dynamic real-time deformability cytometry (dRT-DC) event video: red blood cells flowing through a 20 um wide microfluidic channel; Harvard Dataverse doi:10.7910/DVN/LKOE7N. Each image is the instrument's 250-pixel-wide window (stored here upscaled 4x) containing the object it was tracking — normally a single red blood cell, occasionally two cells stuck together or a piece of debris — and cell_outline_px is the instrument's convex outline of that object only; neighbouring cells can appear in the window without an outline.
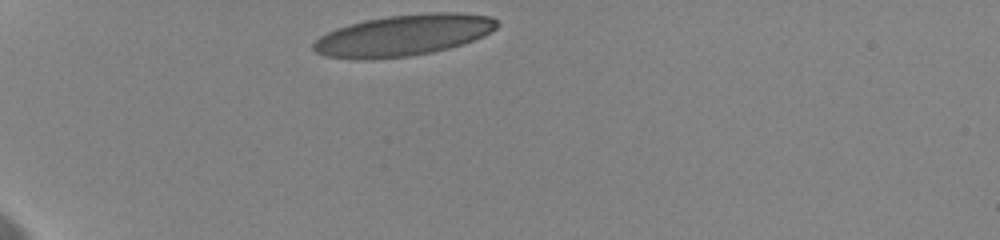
{"species": "human", "species_latin": "Homo sapiens", "temperature_condition": "cold", "stored_images_in_passage": 4, "camera_frame_rate_fps": 3000, "um_per_image_px": 0.085, "donor": {"sex": "female"}, "frame": {"image": 1, "passage_image": 1, "time_ms": 0.0, "image_size_px": [1000, 240], "cell_outline_px": [[500, 24], [492, 32], [484, 36], [448, 48], [432, 52], [412, 56], [372, 60], [356, 60], [328, 56], [316, 52], [312, 48], [312, 44], [320, 36], [336, 28], [364, 20], [388, 16], [436, 12], [460, 12], [492, 16]], "centroid_in_image_um": [34.3, 3.0], "position_along_channel_um": 50.7, "area_um2": 44.33}}